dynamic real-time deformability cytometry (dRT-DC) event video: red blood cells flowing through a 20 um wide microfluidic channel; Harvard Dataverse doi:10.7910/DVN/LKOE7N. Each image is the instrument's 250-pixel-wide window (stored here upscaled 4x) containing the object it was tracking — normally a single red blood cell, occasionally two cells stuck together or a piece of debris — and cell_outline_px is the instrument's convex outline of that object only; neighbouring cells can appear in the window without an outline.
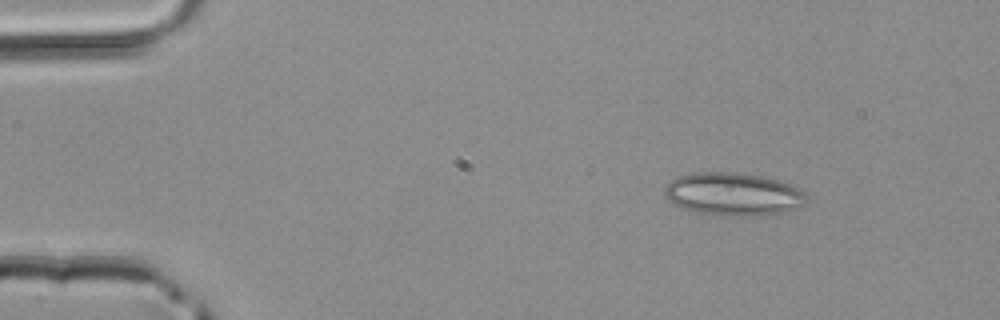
{"species": "common noctule bat (a hibernating species)", "species_latin": "Nyctalus noctula", "temperature_condition": "room temperature", "stored_images_in_passage": 4, "camera_frame_rate_fps": 3000, "um_per_image_px": 0.085, "animal": {"sex": "male", "body_mass_g": 20.4}, "frame": {"image": 1, "passage_image": 1, "time_ms": 0.0, "image_size_px": [1000, 320], "cell_outline_px": [[804, 204], [796, 208], [776, 216], [716, 216], [688, 212], [672, 204], [664, 196], [664, 188], [672, 180], [680, 176], [692, 172], [736, 172], [760, 176], [776, 180], [788, 184], [804, 192]], "centroid_in_image_um": [62.26, 16.54], "position_along_channel_um": 22.7, "area_um2": 36.13}}
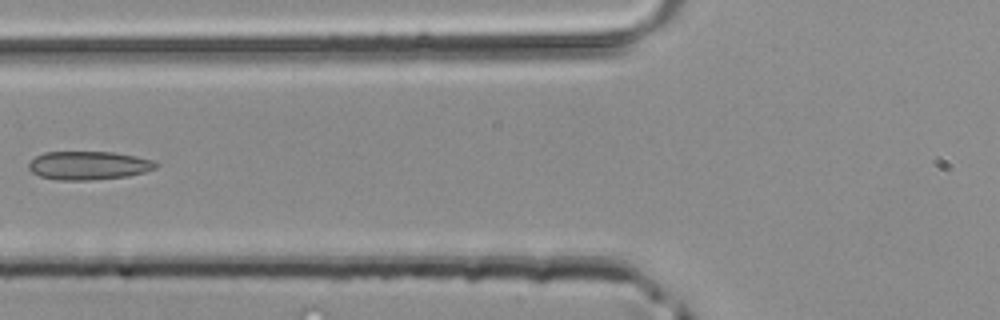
{"frame": {"image": 2, "passage_image": 4, "time_ms": 1.0, "image_size_px": [1000, 320], "cell_outline_px": [[160, 164], [156, 168], [144, 172], [128, 176], [92, 180], [64, 180], [40, 176], [32, 172], [28, 168], [28, 164], [36, 156], [44, 152], [116, 152], [136, 156], [152, 160]], "centroid_in_image_um": [7.56, 14.06], "position_along_channel_um": 118.2, "area_um2": 21.1}}